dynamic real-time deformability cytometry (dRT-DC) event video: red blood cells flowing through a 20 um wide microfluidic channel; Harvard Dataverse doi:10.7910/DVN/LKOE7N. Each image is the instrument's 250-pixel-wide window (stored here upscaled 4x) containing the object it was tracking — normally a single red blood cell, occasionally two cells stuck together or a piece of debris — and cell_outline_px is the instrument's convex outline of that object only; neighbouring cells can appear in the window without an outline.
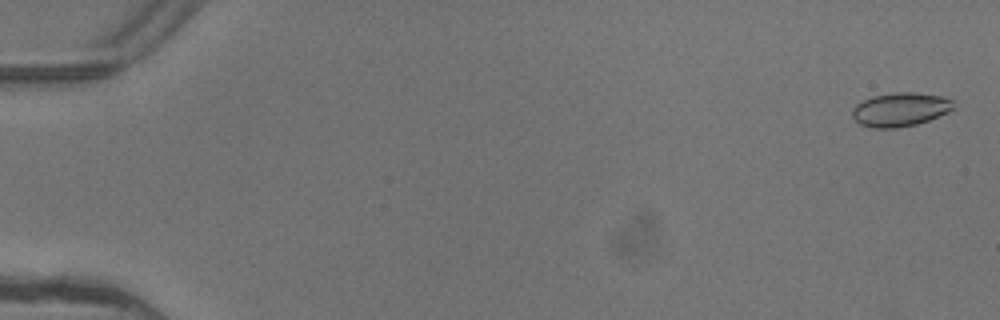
{"species": "common noctule bat (a hibernating species)", "species_latin": "Nyctalus noctula", "temperature_condition": "warm", "stored_images_in_passage": 6, "camera_frame_rate_fps": 3000, "um_per_image_px": 0.085, "animal": {"sex": "female"}, "frame": {"image": 1, "passage_image": 1, "time_ms": 0.0, "image_size_px": [1000, 320], "cell_outline_px": [[952, 108], [948, 112], [928, 120], [916, 124], [896, 128], [872, 128], [860, 124], [852, 116], [852, 112], [856, 104], [872, 96], [896, 92], [916, 92], [940, 96], [952, 100]], "centroid_in_image_um": [76.49, 9.31], "position_along_channel_um": 8.5, "area_um2": 19.71}}
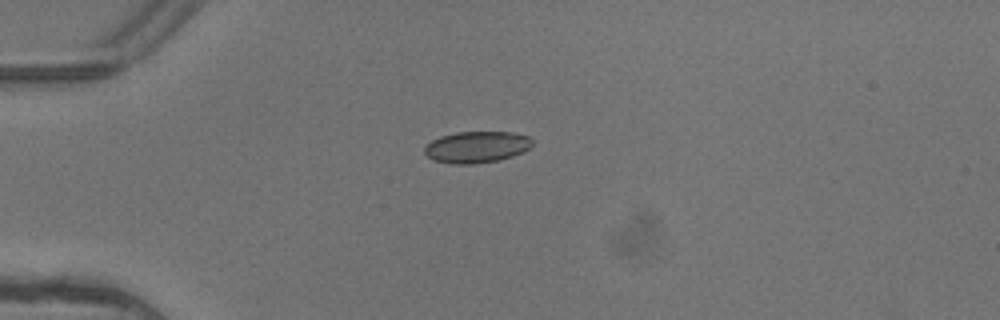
{"frame": {"image": 2, "passage_image": 4, "time_ms": 1.0, "image_size_px": [1000, 320], "cell_outline_px": [[532, 144], [528, 148], [512, 156], [500, 160], [472, 164], [452, 164], [432, 160], [424, 152], [424, 148], [432, 140], [440, 136], [456, 132], [512, 132], [528, 136], [532, 140]], "centroid_in_image_um": [40.48, 12.5], "position_along_channel_um": 44.5, "area_um2": 19.71}}
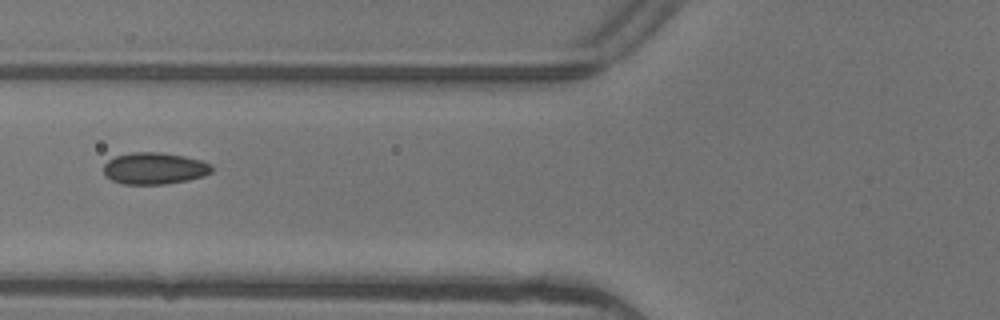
{"frame": {"image": 3, "passage_image": 6, "time_ms": 1.667, "image_size_px": [1000, 320], "cell_outline_px": [[212, 172], [204, 176], [188, 180], [164, 184], [124, 184], [112, 180], [104, 176], [104, 164], [108, 160], [116, 156], [132, 152], [160, 152], [184, 156], [200, 160], [212, 164]], "centroid_in_image_um": [13.13, 14.31], "position_along_channel_um": 112.7, "area_um2": 20.06}}